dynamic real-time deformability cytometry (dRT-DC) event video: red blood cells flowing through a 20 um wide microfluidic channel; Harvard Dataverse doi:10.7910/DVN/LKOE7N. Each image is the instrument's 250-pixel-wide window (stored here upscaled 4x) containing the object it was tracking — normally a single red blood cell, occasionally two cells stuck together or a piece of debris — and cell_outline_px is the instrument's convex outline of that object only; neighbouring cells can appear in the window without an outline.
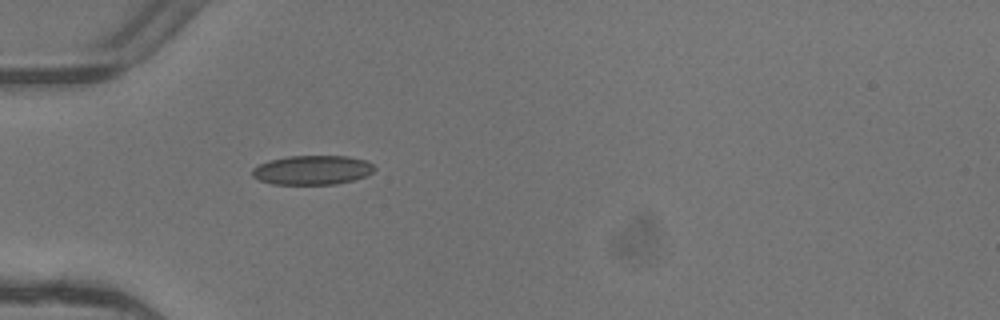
{"species": "common noctule bat (a hibernating species)", "species_latin": "Nyctalus noctula", "temperature_condition": "warm", "stored_images_in_passage": 1, "camera_frame_rate_fps": 3000, "um_per_image_px": 0.085, "animal": {"sex": "female"}, "frame": {"image": 1, "passage_image": 1, "time_ms": 0.0, "image_size_px": [1000, 320], "cell_outline_px": [[376, 168], [372, 172], [364, 176], [352, 180], [336, 184], [272, 184], [260, 180], [252, 176], [252, 168], [268, 160], [288, 156], [348, 156], [364, 160], [372, 164]], "centroid_in_image_um": [26.52, 14.45], "position_along_channel_um": 58.5, "area_um2": 20.75}}